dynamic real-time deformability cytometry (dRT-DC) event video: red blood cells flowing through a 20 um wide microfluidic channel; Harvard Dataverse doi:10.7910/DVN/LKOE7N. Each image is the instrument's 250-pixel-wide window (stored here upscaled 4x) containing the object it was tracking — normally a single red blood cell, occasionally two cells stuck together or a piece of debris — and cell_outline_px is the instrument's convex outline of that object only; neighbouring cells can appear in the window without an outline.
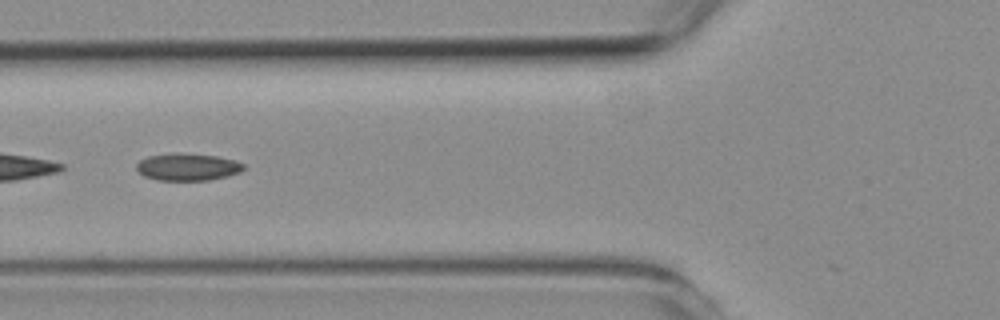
{"species": "common noctule bat (a hibernating species)", "species_latin": "Nyctalus noctula", "temperature_condition": "room temperature", "stored_images_in_passage": 43, "camera_frame_rate_fps": 3000, "um_per_image_px": 0.085, "animal": {"sex": "female", "body_mass_g": 19.3, "forearm_length_mm": 54.1}, "frame": {"image": 1, "passage_image": 10, "time_ms": 3.0, "image_size_px": [1000, 320], "cell_outline_px": [[244, 168], [240, 172], [228, 176], [208, 180], [156, 180], [144, 176], [136, 168], [136, 164], [140, 160], [148, 156], [172, 152], [176, 152], [216, 156], [236, 160], [244, 164]], "centroid_in_image_um": [15.94, 14.18], "position_along_channel_um": 109.9, "area_um2": 17.11}}
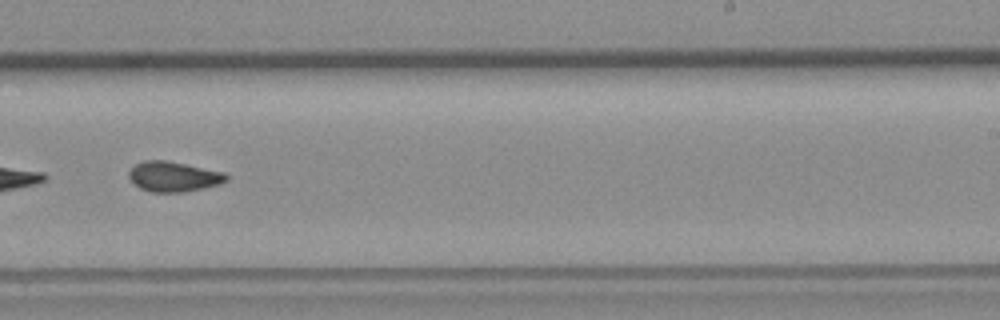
{"frame": {"image": 2, "passage_image": 23, "time_ms": 7.333, "image_size_px": [1000, 320], "cell_outline_px": [[228, 180], [220, 184], [204, 188], [184, 192], [152, 192], [140, 188], [128, 176], [128, 172], [136, 164], [144, 160], [164, 160], [224, 172], [228, 176]], "centroid_in_image_um": [14.77, 15.01], "position_along_channel_um": 274.2, "area_um2": 16.94}}
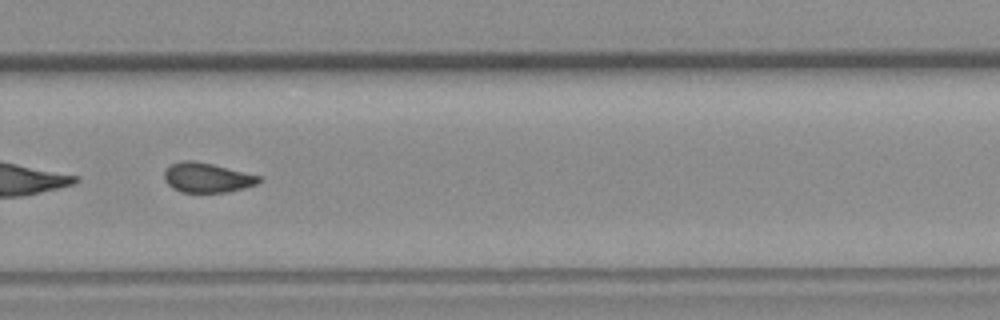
{"frame": {"image": 3, "passage_image": 26, "time_ms": 8.333, "image_size_px": [1000, 320], "cell_outline_px": [[264, 180], [256, 184], [244, 188], [228, 192], [180, 192], [172, 188], [164, 180], [164, 172], [172, 164], [184, 160], [192, 160], [212, 164], [260, 176]], "centroid_in_image_um": [17.6, 15.11], "position_along_channel_um": 312.2, "area_um2": 16.3}, "authors_computed_cell_mechanics": {"area_um2": 17.051, "velocity_mm_per_s": 3.7978, "shape_relaxation_time_tau1_ms": null, "shape_relaxation_time_tau2_ms": 3.1663, "deformation_change_tau1": null, "deformation_change_tau2": 0.0882}}